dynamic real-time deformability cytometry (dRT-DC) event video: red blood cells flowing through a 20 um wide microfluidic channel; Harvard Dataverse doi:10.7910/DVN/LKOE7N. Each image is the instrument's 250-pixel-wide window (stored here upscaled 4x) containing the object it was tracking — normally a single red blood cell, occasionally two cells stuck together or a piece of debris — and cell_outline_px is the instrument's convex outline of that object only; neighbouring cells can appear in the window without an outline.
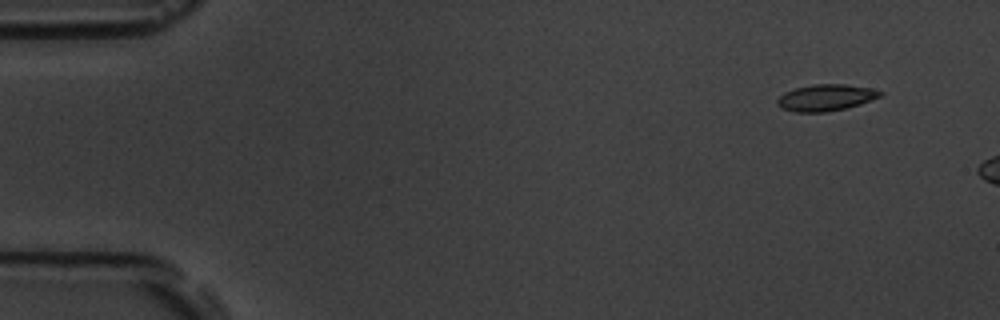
{"species": "common noctule bat (a hibernating species)", "species_latin": "Nyctalus noctula", "temperature_condition": "room temperature", "stored_images_in_passage": 4, "camera_frame_rate_fps": 3000, "um_per_image_px": 0.085, "animal": {"sex": "male", "body_mass_g": 19.5, "forearm_length_mm": 54.6}, "frame": {"image": 1, "passage_image": 2, "time_ms": 0.333, "image_size_px": [1000, 320], "cell_outline_px": [[884, 96], [860, 104], [844, 108], [824, 112], [796, 112], [780, 108], [776, 104], [776, 100], [784, 92], [796, 88], [812, 84], [844, 84], [868, 88], [884, 92]], "centroid_in_image_um": [70.18, 8.3], "position_along_channel_um": 14.8, "area_um2": 15.9}}